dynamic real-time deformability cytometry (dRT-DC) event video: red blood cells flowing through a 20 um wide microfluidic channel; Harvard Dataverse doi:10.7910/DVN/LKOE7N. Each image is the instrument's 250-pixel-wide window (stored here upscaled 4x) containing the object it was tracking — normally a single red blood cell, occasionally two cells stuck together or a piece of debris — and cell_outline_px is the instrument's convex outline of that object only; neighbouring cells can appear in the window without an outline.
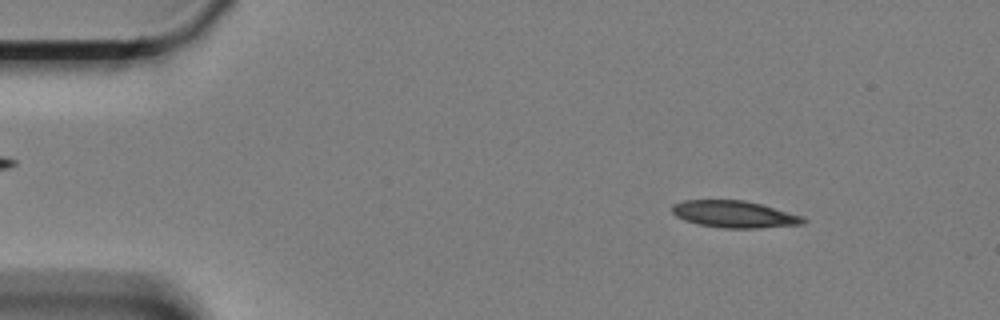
{"species": "Egyptian fruit bat (a non-hibernating species)", "species_latin": "Rousettus aegyptiacus", "temperature_condition": "cold", "stored_images_in_passage": 57, "camera_frame_rate_fps": 3000, "um_per_image_px": 0.085, "animal": {"sex": "female"}, "frame": {"image": 1, "passage_image": 5, "time_ms": 1.333, "image_size_px": [1000, 320], "cell_outline_px": [[808, 220], [804, 224], [760, 228], [720, 228], [696, 224], [684, 220], [676, 216], [672, 212], [672, 204], [684, 200], [744, 200], [760, 204], [804, 216]], "centroid_in_image_um": [62.42, 18.22], "position_along_channel_um": 22.6, "area_um2": 20.75}}
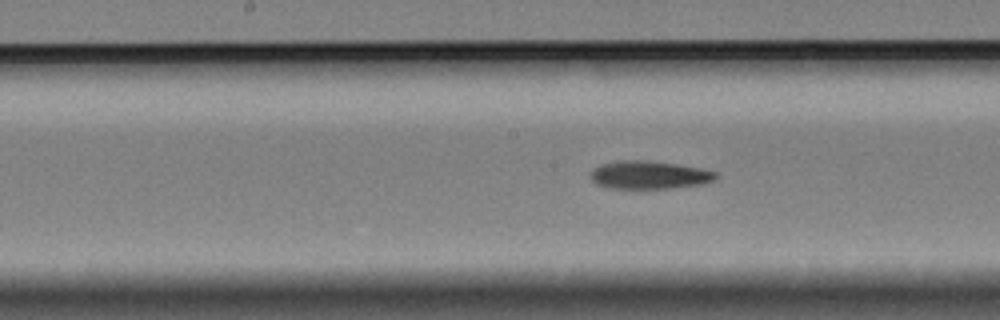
{"frame": {"image": 2, "passage_image": 27, "time_ms": 8.667, "image_size_px": [1000, 320], "cell_outline_px": [[720, 176], [712, 180], [700, 184], [672, 188], [608, 188], [596, 184], [592, 180], [592, 168], [600, 164], [616, 160], [648, 160], [676, 164], [700, 168], [716, 172]], "centroid_in_image_um": [55.15, 14.86], "position_along_channel_um": 193.1, "area_um2": 20.46}}
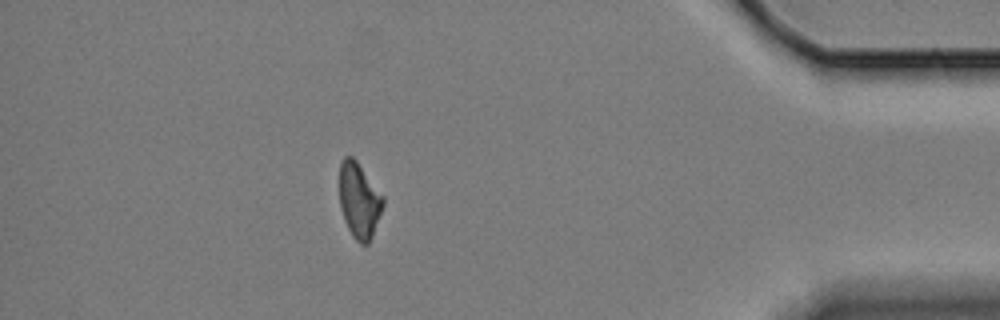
{"frame": {"image": 3, "passage_image": 50, "time_ms": 16.333, "image_size_px": [1000, 320], "cell_outline_px": [[384, 204], [372, 236], [368, 244], [360, 244], [352, 236], [344, 220], [340, 208], [340, 160], [344, 156], [352, 156], [356, 160], [384, 196]], "centroid_in_image_um": [30.52, 17.03], "position_along_channel_um": 404.7, "area_um2": 19.19}, "authors_computed_cell_mechanics": {"area_um2": 20.519, "velocity_mm_per_s": 3.3309, "shape_relaxation_time_tau1_ms": 6.9103, "shape_relaxation_time_tau2_ms": 7.4833, "deformation_change_tau1": 0.1601, "deformation_change_tau2": 0.1666}}